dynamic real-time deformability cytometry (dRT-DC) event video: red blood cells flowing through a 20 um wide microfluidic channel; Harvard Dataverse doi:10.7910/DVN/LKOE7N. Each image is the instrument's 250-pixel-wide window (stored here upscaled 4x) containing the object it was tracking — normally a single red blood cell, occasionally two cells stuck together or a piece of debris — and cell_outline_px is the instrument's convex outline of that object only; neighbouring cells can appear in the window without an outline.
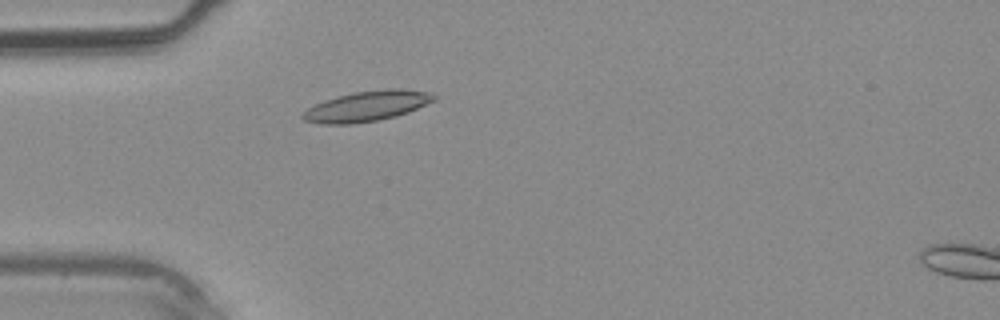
{"species": "common noctule bat (a hibernating species)", "species_latin": "Nyctalus noctula", "temperature_condition": "warm", "stored_images_in_passage": 23, "camera_frame_rate_fps": 3000, "um_per_image_px": 0.085, "animal": {"sex": "male", "body_mass_g": 20.4}, "frame": {"image": 1, "passage_image": 7, "time_ms": 2.0, "image_size_px": [1000, 320], "cell_outline_px": [[436, 100], [408, 112], [396, 116], [376, 120], [352, 124], [320, 124], [304, 120], [300, 116], [308, 108], [324, 100], [356, 92], [388, 88], [400, 88], [432, 92], [436, 96]], "centroid_in_image_um": [31.22, 9.02], "position_along_channel_um": 53.8, "area_um2": 23.06}}